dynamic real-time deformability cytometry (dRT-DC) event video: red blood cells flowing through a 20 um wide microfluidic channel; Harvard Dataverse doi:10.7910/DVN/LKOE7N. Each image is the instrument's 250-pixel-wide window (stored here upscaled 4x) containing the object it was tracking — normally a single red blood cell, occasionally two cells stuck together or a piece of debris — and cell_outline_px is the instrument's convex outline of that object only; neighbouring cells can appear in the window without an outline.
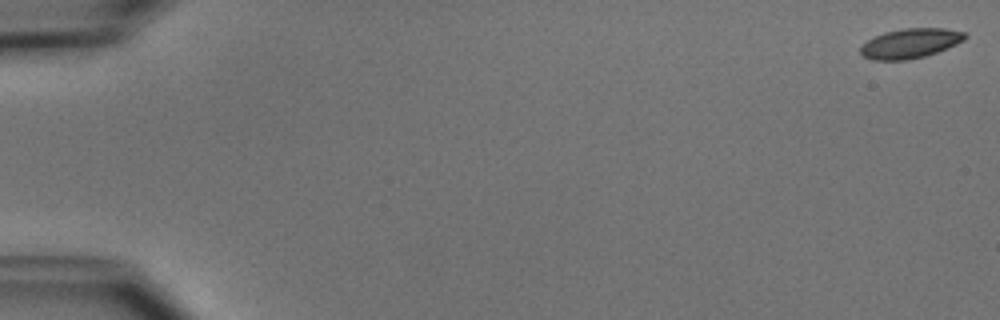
{"species": "common noctule bat (a hibernating species)", "species_latin": "Nyctalus noctula", "temperature_condition": "cold", "stored_images_in_passage": 52, "camera_frame_rate_fps": 3000, "um_per_image_px": 0.085, "animal": {"sex": "male", "body_mass_g": 15.6}, "frame": {"image": 1, "passage_image": 1, "time_ms": 0.0, "image_size_px": [1000, 320], "cell_outline_px": [[968, 36], [964, 40], [956, 44], [936, 52], [924, 56], [908, 60], [872, 60], [864, 56], [860, 52], [860, 48], [868, 40], [884, 32], [900, 28], [944, 28], [964, 32]], "centroid_in_image_um": [77.37, 3.68], "position_along_channel_um": 7.6, "area_um2": 17.98}}
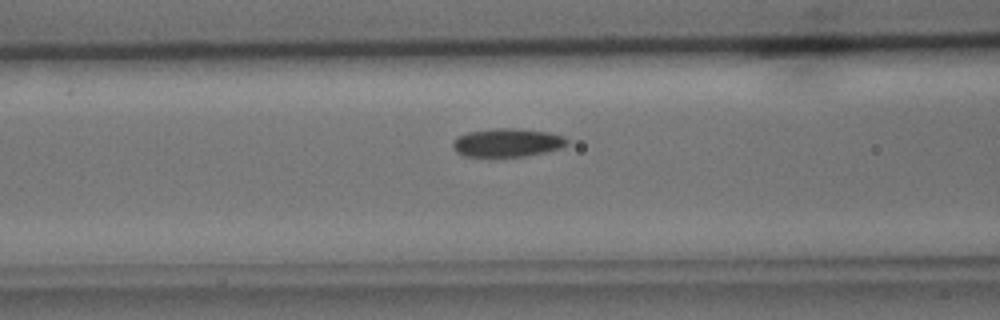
{"frame": {"image": 2, "passage_image": 22, "time_ms": 7.0, "image_size_px": [1000, 320], "cell_outline_px": [[568, 144], [560, 148], [548, 152], [528, 156], [488, 160], [464, 156], [456, 152], [452, 148], [452, 144], [456, 136], [468, 132], [496, 128], [516, 128], [548, 132], [564, 136], [568, 140]], "centroid_in_image_um": [43.07, 12.18], "position_along_channel_um": 123.5, "area_um2": 20.0}}
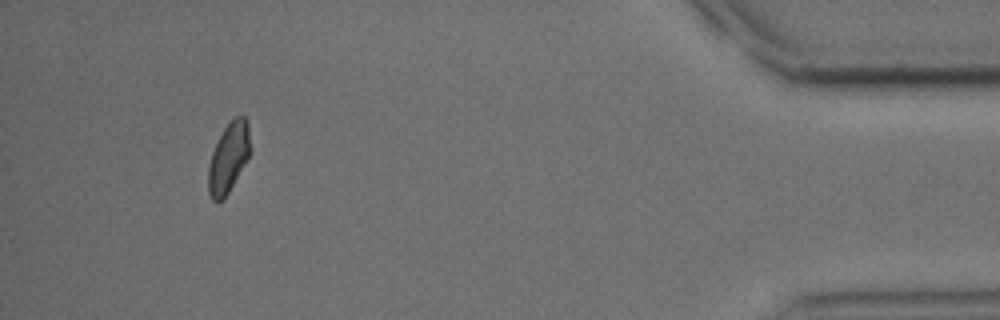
{"frame": {"image": 3, "passage_image": 49, "time_ms": 16.0, "image_size_px": [1000, 320], "cell_outline_px": [[252, 152], [228, 192], [216, 204], [212, 200], [208, 192], [208, 168], [212, 152], [224, 128], [236, 116], [244, 116], [248, 120], [252, 148]], "centroid_in_image_um": [19.46, 13.38], "position_along_channel_um": 415.7, "area_um2": 17.17}, "authors_computed_cell_mechanics": {"area_um2": 18.3515, "velocity_mm_per_s": 3.9026, "shape_relaxation_time_tau1_ms": 3.8081, "shape_relaxation_time_tau2_ms": null, "deformation_change_tau1": 0.0763, "deformation_change_tau2": null}}